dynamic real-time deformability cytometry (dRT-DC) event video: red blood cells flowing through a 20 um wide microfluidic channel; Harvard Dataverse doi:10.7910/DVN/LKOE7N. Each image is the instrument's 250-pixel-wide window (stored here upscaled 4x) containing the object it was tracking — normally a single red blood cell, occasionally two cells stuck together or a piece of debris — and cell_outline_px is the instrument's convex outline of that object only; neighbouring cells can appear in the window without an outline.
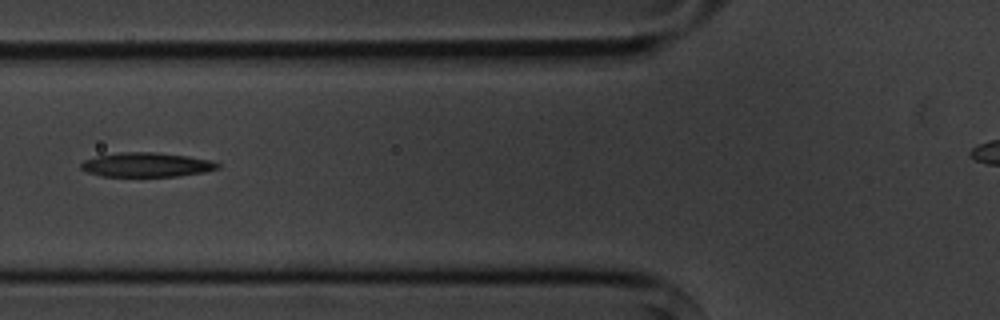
{"species": "common noctule bat (a hibernating species)", "species_latin": "Nyctalus noctula", "temperature_condition": "cold", "stored_images_in_passage": 9, "camera_frame_rate_fps": 3000, "um_per_image_px": 0.085, "animal": {"sex": "male", "body_mass_g": 20.1, "forearm_length_mm": 53.5}, "frame": {"image": 1, "passage_image": 4, "time_ms": 4.333, "image_size_px": [1000, 320], "cell_outline_px": [[220, 168], [204, 172], [176, 176], [100, 176], [88, 172], [80, 168], [80, 164], [84, 160], [96, 156], [120, 152], [156, 152], [188, 156], [212, 160], [220, 164]], "centroid_in_image_um": [12.46, 14.0], "position_along_channel_um": 113.3, "area_um2": 19.42}}
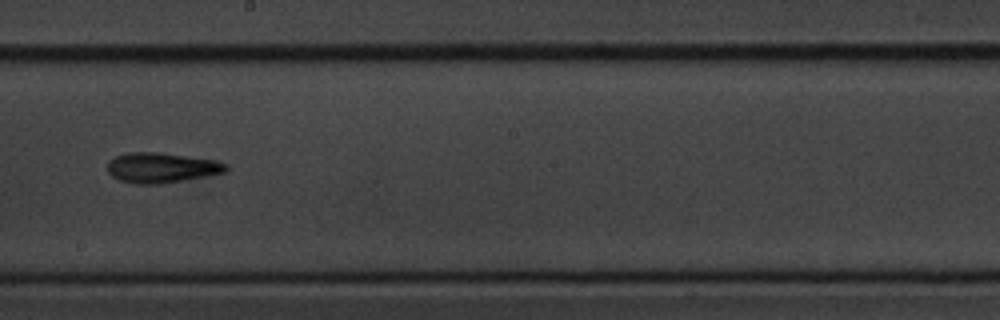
{"frame": {"image": 2, "passage_image": 7, "time_ms": 7.667, "image_size_px": [1000, 320], "cell_outline_px": [[228, 172], [160, 184], [136, 184], [120, 180], [112, 176], [108, 172], [108, 160], [116, 156], [128, 152], [160, 152], [216, 160], [228, 164]], "centroid_in_image_um": [13.74, 14.25], "position_along_channel_um": 234.5, "area_um2": 20.92}}
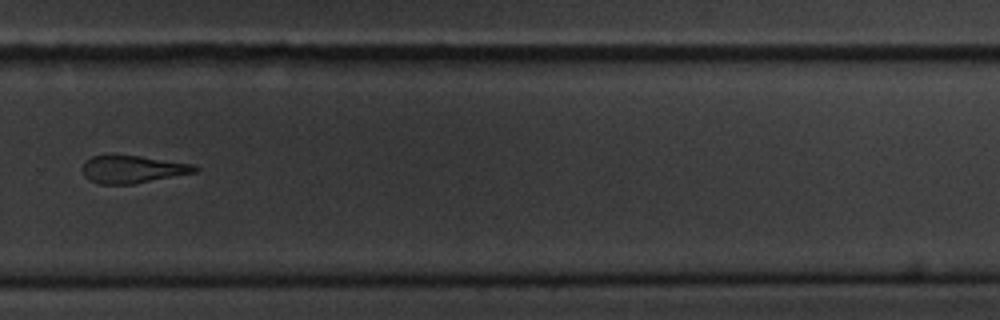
{"frame": {"image": 3, "passage_image": 9, "time_ms": 10.0, "image_size_px": [1000, 320], "cell_outline_px": [[200, 168], [196, 172], [132, 184], [100, 184], [88, 180], [84, 176], [80, 168], [84, 160], [92, 156], [140, 156], [192, 164]], "centroid_in_image_um": [11.21, 14.4], "position_along_channel_um": 318.6, "area_um2": 17.98}}